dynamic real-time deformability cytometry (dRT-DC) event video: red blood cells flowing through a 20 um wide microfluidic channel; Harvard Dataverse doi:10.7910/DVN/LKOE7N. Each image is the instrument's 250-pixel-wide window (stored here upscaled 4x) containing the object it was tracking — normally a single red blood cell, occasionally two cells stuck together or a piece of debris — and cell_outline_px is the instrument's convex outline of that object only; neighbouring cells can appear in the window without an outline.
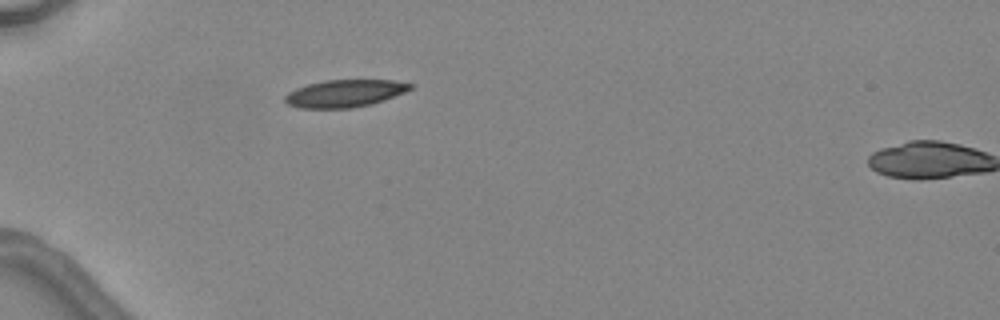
{"species": "common noctule bat (a hibernating species)", "species_latin": "Nyctalus noctula", "temperature_condition": "warm", "stored_images_in_passage": 2, "segment_of_instrument_passage": [1, 2], "camera_frame_rate_fps": 3000, "um_per_image_px": 0.085, "animal": {"sex": "female", "body_mass_g": 24.6, "forearm_length_mm": 56.2}, "frame": {"image": 1, "passage_image": 1, "time_ms": 0.0, "image_size_px": [1000, 320], "cell_outline_px": [[412, 88], [404, 92], [384, 100], [372, 104], [352, 108], [300, 108], [288, 104], [284, 100], [284, 96], [288, 92], [296, 88], [308, 84], [324, 80], [392, 80], [412, 84]], "centroid_in_image_um": [29.28, 7.94], "position_along_channel_um": 55.7, "area_um2": 19.94}}